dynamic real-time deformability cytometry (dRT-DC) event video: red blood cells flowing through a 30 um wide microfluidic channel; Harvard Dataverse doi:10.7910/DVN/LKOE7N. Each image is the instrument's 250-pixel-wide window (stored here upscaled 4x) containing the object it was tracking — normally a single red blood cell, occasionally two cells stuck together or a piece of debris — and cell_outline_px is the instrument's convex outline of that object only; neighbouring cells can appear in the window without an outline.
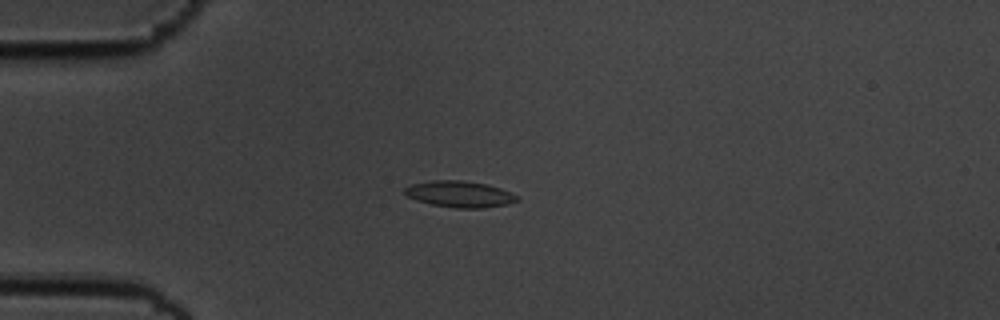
{"species": "common noctule bat (a hibernating species)", "species_latin": "Nyctalus noctula", "temperature_condition": "cold", "stored_images_in_passage": 56, "camera_frame_rate_fps": 3000, "um_per_image_px": 0.085, "animal": {"sex": "male", "body_mass_g": 19.5, "forearm_length_mm": 54.6}, "frame": {"image": 1, "passage_image": 15, "time_ms": 4.667, "image_size_px": [1000, 320], "cell_outline_px": [[520, 200], [508, 204], [484, 208], [456, 208], [432, 204], [408, 196], [404, 192], [404, 188], [412, 184], [432, 180], [464, 180], [488, 184], [500, 188], [520, 196]], "centroid_in_image_um": [39.14, 16.49], "position_along_channel_um": 45.9, "area_um2": 17.22}}
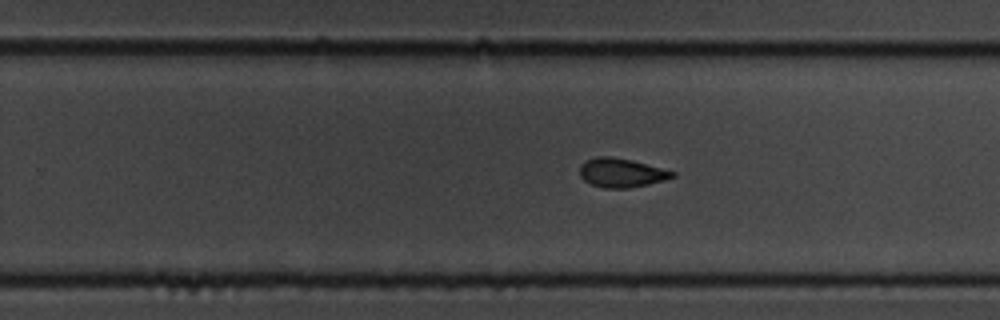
{"frame": {"image": 2, "passage_image": 36, "time_ms": 11.667, "image_size_px": [1000, 320], "cell_outline_px": [[676, 176], [664, 180], [648, 184], [628, 188], [604, 188], [592, 184], [584, 180], [580, 176], [580, 164], [596, 156], [612, 156], [632, 160], [676, 172]], "centroid_in_image_um": [52.81, 14.68], "position_along_channel_um": 277.0, "area_um2": 15.61}}
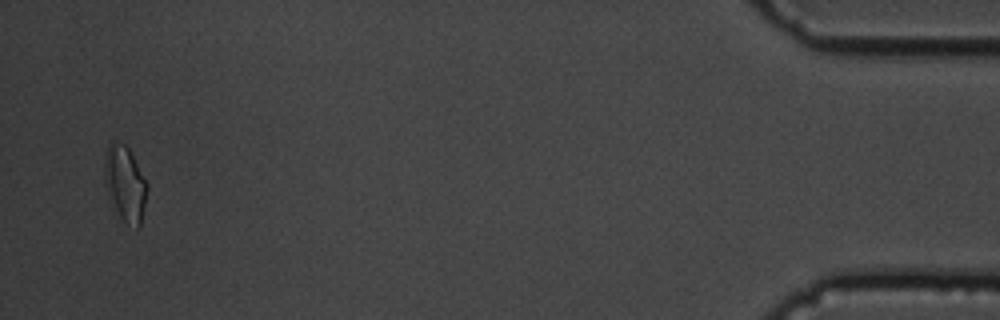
{"frame": {"image": 3, "passage_image": 55, "time_ms": 18.0, "image_size_px": [1000, 320], "cell_outline_px": [[148, 188], [140, 228], [136, 228], [124, 220], [120, 216], [108, 196], [104, 168], [104, 160], [108, 144], [112, 140], [116, 140], [124, 144], [128, 148], [148, 184]], "centroid_in_image_um": [10.64, 15.58], "position_along_channel_um": 424.6, "area_um2": 18.5}, "authors_computed_cell_mechanics": {"area_um2": 16.0106, "velocity_mm_per_s": 3.58, "shape_relaxation_time_tau1_ms": 7.6375, "shape_relaxation_time_tau2_ms": 2.8011, "deformation_change_tau1": 0.1995, "deformation_change_tau2": 0.0743}}